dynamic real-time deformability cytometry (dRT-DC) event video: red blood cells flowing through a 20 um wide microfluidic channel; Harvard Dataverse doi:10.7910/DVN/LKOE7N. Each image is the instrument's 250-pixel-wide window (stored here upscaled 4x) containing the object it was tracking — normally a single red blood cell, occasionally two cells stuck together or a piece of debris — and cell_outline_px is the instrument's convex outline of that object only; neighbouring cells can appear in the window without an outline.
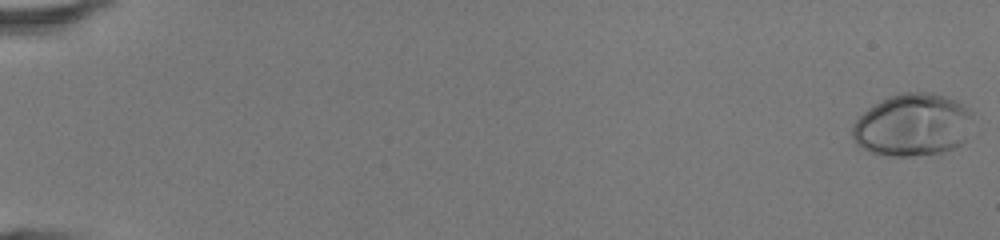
{"species": "human", "species_latin": "Homo sapiens", "temperature_condition": "room temperature", "stored_images_in_passage": 49, "camera_frame_rate_fps": 3000, "um_per_image_px": 0.085, "donor": {"sex": "female"}, "frame": {"image": 1, "passage_image": 1, "time_ms": 0.0, "image_size_px": [1000, 240], "cell_outline_px": [[972, 116], [968, 140], [944, 152], [912, 156], [892, 156], [872, 152], [860, 148], [856, 144], [852, 136], [852, 124], [868, 108], [880, 100], [904, 92], [932, 92], [948, 96], [964, 104], [972, 112]], "centroid_in_image_um": [77.6, 10.62], "position_along_channel_um": 7.4, "area_um2": 44.33}}
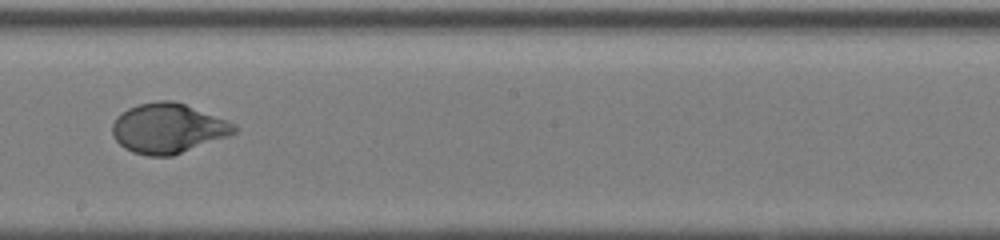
{"frame": {"image": 2, "passage_image": 30, "time_ms": 9.667, "image_size_px": [1000, 240], "cell_outline_px": [[240, 128], [236, 132], [228, 136], [172, 156], [148, 156], [132, 152], [124, 148], [112, 136], [112, 124], [116, 116], [128, 108], [140, 104], [156, 100], [172, 100], [184, 104], [228, 120], [236, 124]], "centroid_in_image_um": [14.28, 10.91], "position_along_channel_um": 233.9, "area_um2": 35.55}}
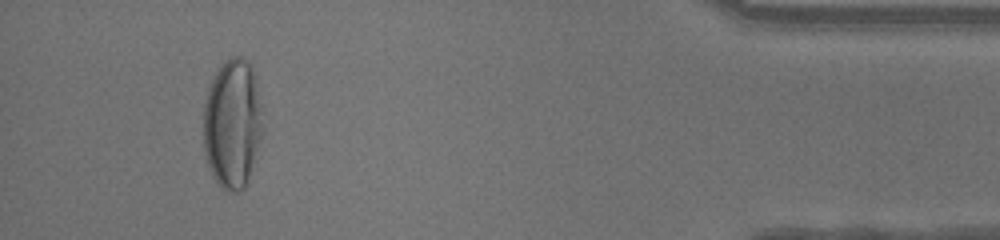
{"frame": {"image": 3, "passage_image": 46, "time_ms": 15.0, "image_size_px": [1000, 240], "cell_outline_px": [[264, 132], [248, 180], [244, 188], [240, 192], [224, 192], [208, 168], [204, 152], [204, 104], [208, 88], [220, 64], [224, 60], [232, 56], [244, 56], [252, 64], [256, 80], [264, 128]], "centroid_in_image_um": [19.77, 10.51], "position_along_channel_um": 415.4, "area_um2": 45.55}, "authors_computed_cell_mechanics": {"area_um2": 35.9516, "velocity_mm_per_s": 4.3705, "shape_relaxation_time_tau1_ms": 3.9497, "shape_relaxation_time_tau2_ms": null, "deformation_change_tau1": 0.2447, "deformation_change_tau2": null}}